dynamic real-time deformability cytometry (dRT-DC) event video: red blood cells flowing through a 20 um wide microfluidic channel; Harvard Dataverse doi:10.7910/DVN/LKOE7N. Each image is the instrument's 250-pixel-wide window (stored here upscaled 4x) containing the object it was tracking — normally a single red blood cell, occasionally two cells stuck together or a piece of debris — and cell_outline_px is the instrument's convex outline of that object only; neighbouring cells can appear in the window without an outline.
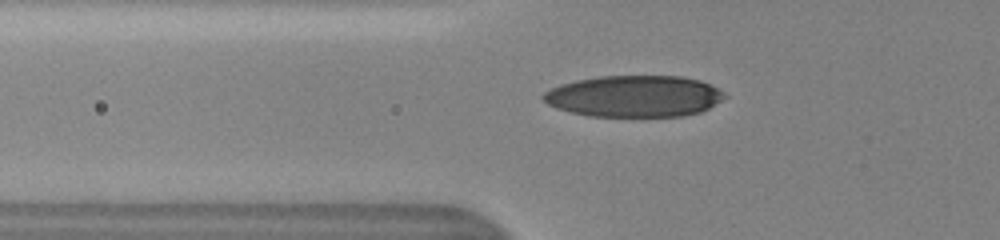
{"species": "human", "species_latin": "Homo sapiens", "temperature_condition": "cold", "stored_images_in_passage": 43, "camera_frame_rate_fps": 3000, "um_per_image_px": 0.085, "donor": {"sex": "female"}, "frame": {"image": 1, "passage_image": 8, "time_ms": 2.333, "image_size_px": [1000, 240], "cell_outline_px": [[728, 96], [708, 108], [700, 112], [684, 116], [592, 116], [572, 112], [556, 108], [548, 104], [540, 96], [544, 92], [560, 84], [576, 80], [600, 76], [684, 76], [700, 80], [724, 92]], "centroid_in_image_um": [53.91, 8.17], "position_along_channel_um": 71.9, "area_um2": 43.81}}
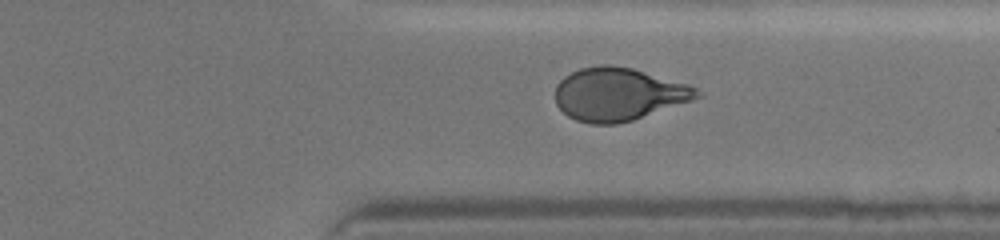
{"frame": {"image": 2, "passage_image": 32, "time_ms": 10.333, "image_size_px": [1000, 240], "cell_outline_px": [[704, 96], [632, 120], [616, 124], [592, 124], [576, 120], [568, 116], [556, 104], [556, 84], [564, 76], [580, 68], [600, 64], [608, 64], [632, 68], [688, 84], [704, 92]], "centroid_in_image_um": [52.58, 8.0], "position_along_channel_um": 358.8, "area_um2": 43.7}}
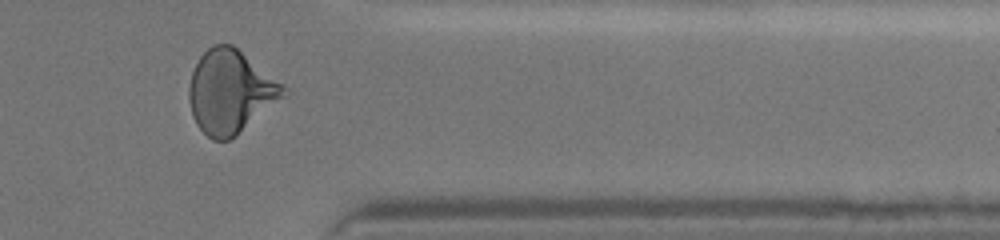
{"frame": {"image": 3, "passage_image": 35, "time_ms": 11.333, "image_size_px": [1000, 240], "cell_outline_px": [[292, 92], [236, 136], [228, 140], [212, 140], [196, 124], [192, 116], [188, 96], [188, 88], [192, 72], [200, 56], [212, 44], [232, 44], [284, 84]], "centroid_in_image_um": [19.62, 7.8], "position_along_channel_um": 391.8, "area_um2": 46.24}, "authors_computed_cell_mechanics": {"area_um2": 44.3326, "velocity_mm_per_s": 3.6476, "shape_relaxation_time_tau1_ms": 4.715, "shape_relaxation_time_tau2_ms": 1.2443, "deformation_change_tau1": 0.1789, "deformation_change_tau2": 0.0681}}